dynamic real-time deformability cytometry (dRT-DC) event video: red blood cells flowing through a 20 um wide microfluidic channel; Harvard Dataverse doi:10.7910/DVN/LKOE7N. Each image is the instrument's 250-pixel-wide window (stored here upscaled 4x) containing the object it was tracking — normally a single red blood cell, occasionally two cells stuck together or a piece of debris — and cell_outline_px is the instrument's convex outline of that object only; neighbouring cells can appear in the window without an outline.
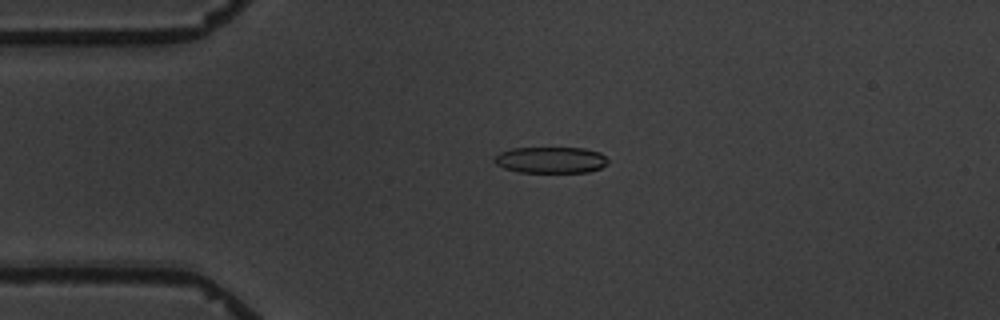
{"species": "common noctule bat (a hibernating species)", "species_latin": "Nyctalus noctula", "temperature_condition": "warm", "stored_images_in_passage": 6, "camera_frame_rate_fps": 3000, "um_per_image_px": 0.085, "animal": {"sex": "male", "body_mass_g": 19.5, "forearm_length_mm": 54.6}, "frame": {"image": 1, "passage_image": 4, "time_ms": 3.333, "image_size_px": [1000, 320], "cell_outline_px": [[608, 164], [600, 168], [588, 172], [520, 172], [504, 168], [496, 164], [492, 160], [500, 152], [512, 148], [584, 148], [600, 152], [608, 160]], "centroid_in_image_um": [46.82, 13.59], "position_along_channel_um": 38.2, "area_um2": 17.4}}
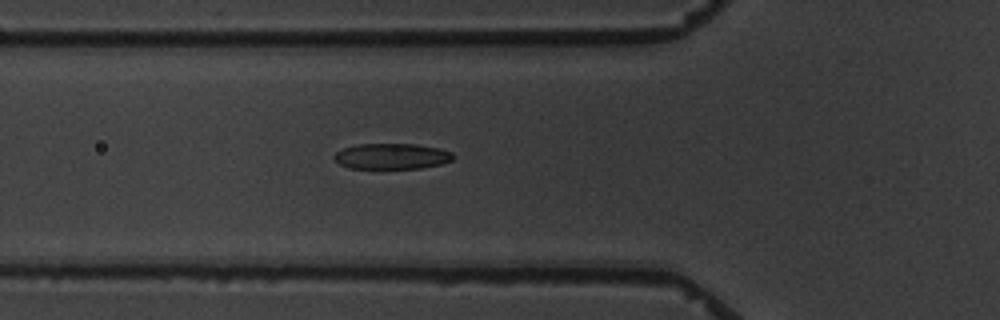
{"frame": {"image": 2, "passage_image": 6, "time_ms": 5.667, "image_size_px": [1000, 320], "cell_outline_px": [[452, 160], [444, 164], [420, 168], [348, 168], [340, 164], [332, 156], [336, 152], [344, 148], [356, 144], [412, 144], [440, 148], [452, 152]], "centroid_in_image_um": [33.3, 13.28], "position_along_channel_um": 92.5, "area_um2": 17.8}}